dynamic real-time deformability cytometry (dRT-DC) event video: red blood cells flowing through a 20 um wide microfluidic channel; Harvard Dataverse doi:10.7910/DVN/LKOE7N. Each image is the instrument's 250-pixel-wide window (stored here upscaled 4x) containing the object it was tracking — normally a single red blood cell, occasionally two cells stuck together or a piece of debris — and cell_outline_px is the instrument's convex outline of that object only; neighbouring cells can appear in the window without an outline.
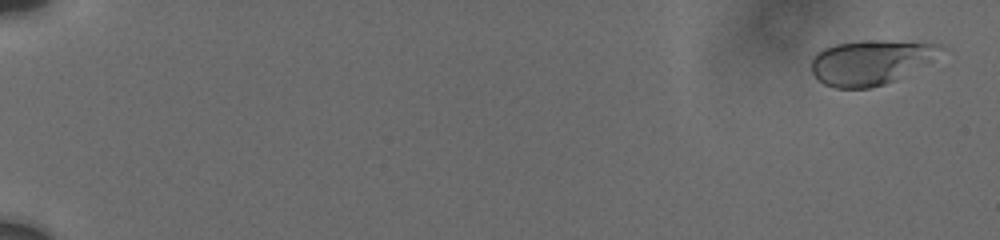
{"species": "human", "species_latin": "Homo sapiens", "temperature_condition": "cold", "stored_images_in_passage": 18, "camera_frame_rate_fps": 3000, "um_per_image_px": 0.085, "donor": {"sex": "male"}, "frame": {"image": 1, "passage_image": 2, "time_ms": 0.667, "image_size_px": [1000, 240], "cell_outline_px": [[948, 48], [932, 60], [896, 80], [884, 84], [868, 88], [836, 88], [824, 84], [812, 72], [812, 56], [816, 52], [824, 48], [836, 44], [860, 40], [884, 40], [944, 44]], "centroid_in_image_um": [74.04, 5.27], "position_along_channel_um": 11.0, "area_um2": 33.87}}
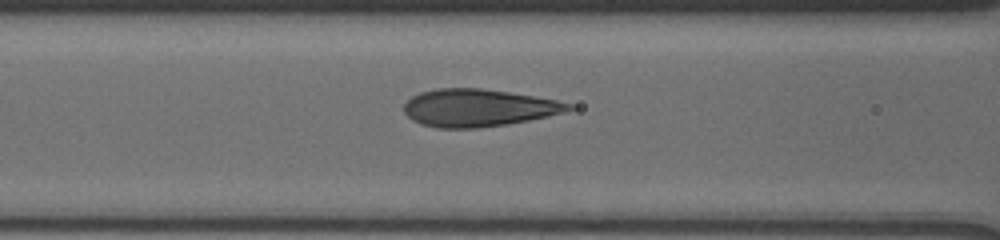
{"frame": {"image": 2, "passage_image": 16, "time_ms": 9.0, "image_size_px": [1000, 240], "cell_outline_px": [[576, 108], [548, 116], [508, 124], [476, 128], [436, 128], [420, 124], [412, 120], [404, 112], [404, 104], [412, 96], [420, 92], [436, 88], [480, 88], [508, 92], [556, 100], [572, 104]], "centroid_in_image_um": [40.62, 9.17], "position_along_channel_um": 126.0, "area_um2": 35.84}}
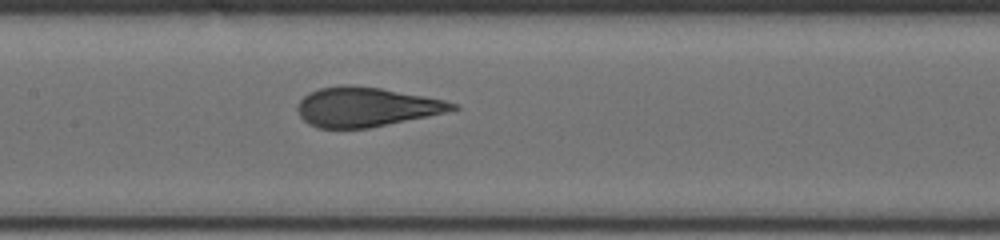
{"frame": {"image": 3, "passage_image": 18, "time_ms": 10.333, "image_size_px": [1000, 240], "cell_outline_px": [[460, 108], [428, 116], [368, 128], [316, 128], [308, 124], [300, 116], [296, 108], [300, 100], [304, 96], [320, 88], [344, 84], [348, 84], [380, 88], [424, 96], [444, 100], [456, 104]], "centroid_in_image_um": [31.08, 9.09], "position_along_channel_um": 176.3, "area_um2": 35.32}}